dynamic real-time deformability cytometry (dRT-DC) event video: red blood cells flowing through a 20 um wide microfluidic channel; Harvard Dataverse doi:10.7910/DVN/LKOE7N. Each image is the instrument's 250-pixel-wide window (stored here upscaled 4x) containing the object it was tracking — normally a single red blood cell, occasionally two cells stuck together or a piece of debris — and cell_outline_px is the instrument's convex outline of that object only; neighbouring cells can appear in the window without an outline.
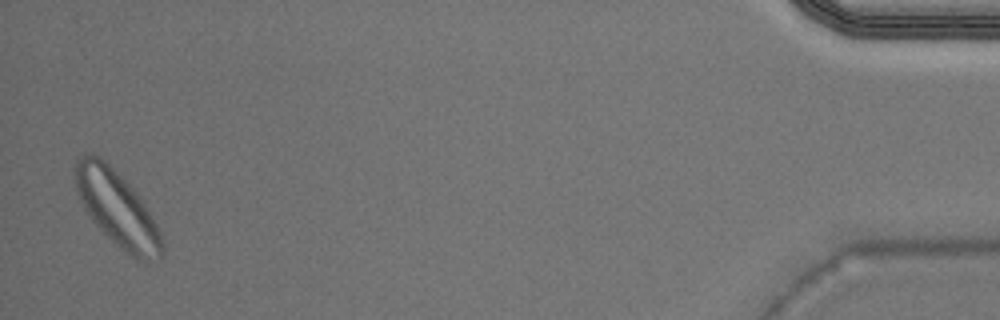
{"species": "Egyptian fruit bat (a non-hibernating species)", "species_latin": "Rousettus aegyptiacus", "temperature_condition": "warm", "stored_images_in_passage": 40, "camera_frame_rate_fps": 3000, "um_per_image_px": 0.085, "animal": {"sex": "male"}, "frame": {"image": 1, "passage_image": 40, "time_ms": 13.0, "image_size_px": [1000, 320], "cell_outline_px": [[164, 256], [160, 260], [136, 260], [116, 244], [92, 220], [84, 208], [76, 192], [72, 172], [72, 168], [76, 160], [84, 152], [100, 156], [132, 188], [144, 204], [156, 224], [160, 232], [164, 244]], "centroid_in_image_um": [9.92, 17.72], "position_along_channel_um": 425.3, "area_um2": 38.03}}